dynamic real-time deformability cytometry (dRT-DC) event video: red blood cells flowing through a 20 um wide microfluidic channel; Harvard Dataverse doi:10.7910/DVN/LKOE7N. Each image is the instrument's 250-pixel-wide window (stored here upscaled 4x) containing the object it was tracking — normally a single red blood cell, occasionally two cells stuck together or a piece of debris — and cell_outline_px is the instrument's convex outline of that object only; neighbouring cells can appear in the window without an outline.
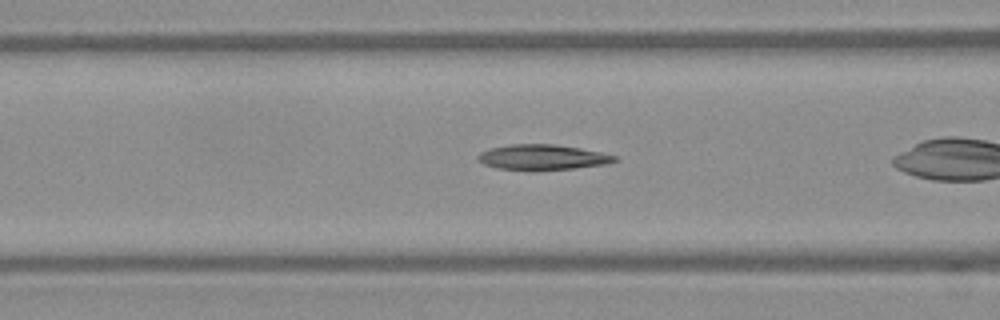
{"species": "Egyptian fruit bat (a non-hibernating species)", "species_latin": "Rousettus aegyptiacus", "temperature_condition": "warm", "stored_images_in_passage": 26, "segment_of_instrument_passage": [2, 2], "camera_frame_rate_fps": 3000, "um_per_image_px": 0.085, "frame": {"image": 1, "passage_image": 5, "time_ms": 1.333, "image_size_px": [1000, 320], "cell_outline_px": [[620, 160], [608, 164], [576, 168], [532, 172], [496, 168], [484, 164], [476, 160], [476, 156], [480, 152], [488, 148], [512, 144], [552, 144], [580, 148], [600, 152], [616, 156]], "centroid_in_image_um": [46.08, 13.39], "position_along_channel_um": 120.5, "area_um2": 20.81}}
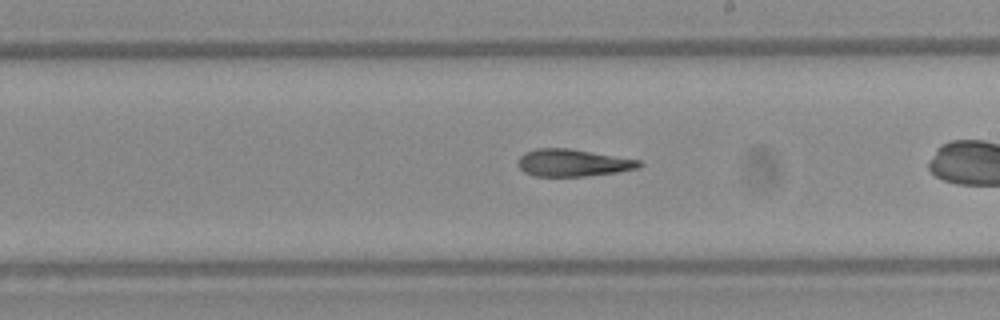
{"frame": {"image": 2, "passage_image": 14, "time_ms": 4.333, "image_size_px": [1000, 320], "cell_outline_px": [[644, 164], [640, 168], [616, 172], [584, 176], [536, 176], [524, 172], [516, 164], [520, 156], [524, 152], [536, 148], [568, 148], [640, 160]], "centroid_in_image_um": [48.68, 13.83], "position_along_channel_um": 240.3, "area_um2": 19.25}}
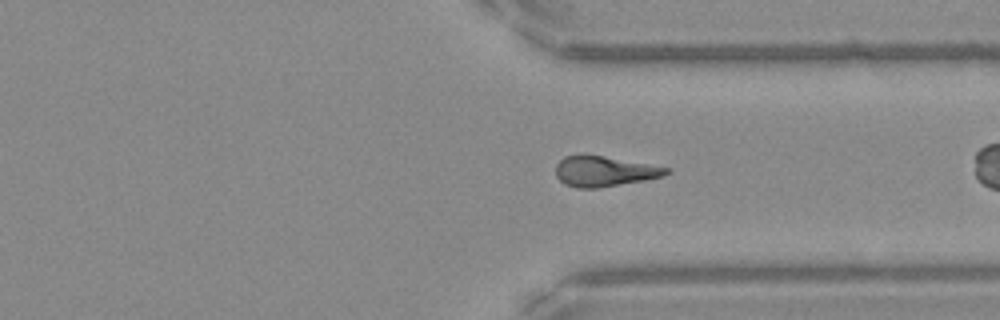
{"frame": {"image": 3, "passage_image": 23, "time_ms": 7.333, "image_size_px": [1000, 320], "cell_outline_px": [[672, 172], [664, 176], [644, 180], [596, 188], [576, 188], [564, 184], [556, 176], [556, 164], [564, 156], [580, 152], [584, 152], [672, 168]], "centroid_in_image_um": [51.35, 14.52], "position_along_channel_um": 360.1, "area_um2": 20.11}}